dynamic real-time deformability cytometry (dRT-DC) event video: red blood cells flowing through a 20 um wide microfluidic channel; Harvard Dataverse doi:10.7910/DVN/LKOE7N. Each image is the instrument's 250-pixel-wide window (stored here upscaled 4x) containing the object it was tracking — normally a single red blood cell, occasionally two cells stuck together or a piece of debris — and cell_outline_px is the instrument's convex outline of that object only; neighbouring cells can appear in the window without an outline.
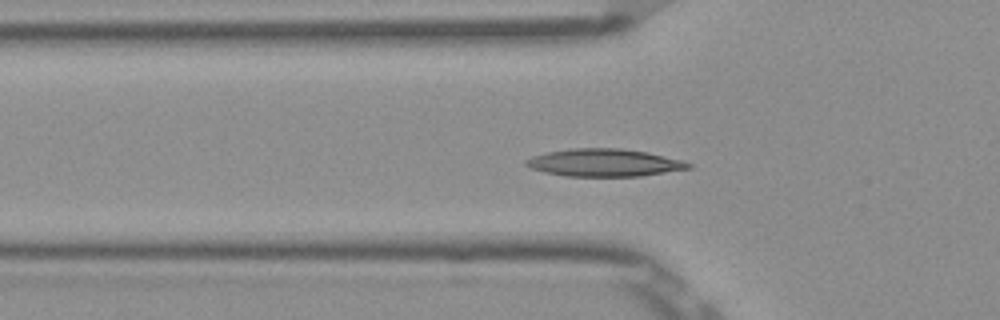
{"species": "Egyptian fruit bat (a non-hibernating species)", "species_latin": "Rousettus aegyptiacus", "temperature_condition": "room temperature", "stored_images_in_passage": 53, "camera_frame_rate_fps": 3000, "um_per_image_px": 0.085, "frame": {"image": 1, "passage_image": 17, "time_ms": 5.333, "image_size_px": [1000, 320], "cell_outline_px": [[692, 168], [640, 176], [568, 176], [544, 172], [532, 168], [524, 164], [524, 160], [532, 156], [548, 152], [572, 148], [620, 148], [648, 152], [680, 160], [692, 164]], "centroid_in_image_um": [51.35, 13.82], "position_along_channel_um": 74.5, "area_um2": 25.95}}
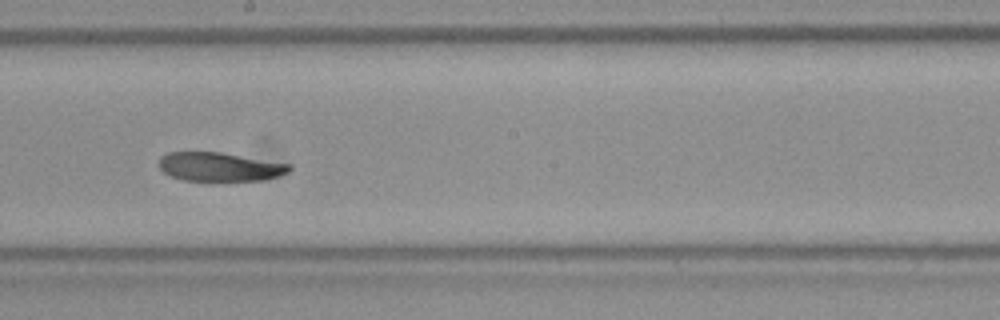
{"frame": {"image": 2, "passage_image": 29, "time_ms": 9.333, "image_size_px": [1000, 320], "cell_outline_px": [[292, 168], [288, 172], [264, 180], [184, 180], [172, 176], [164, 172], [160, 168], [160, 156], [168, 152], [220, 152], [292, 164]], "centroid_in_image_um": [18.69, 14.16], "position_along_channel_um": 229.5, "area_um2": 21.68}}
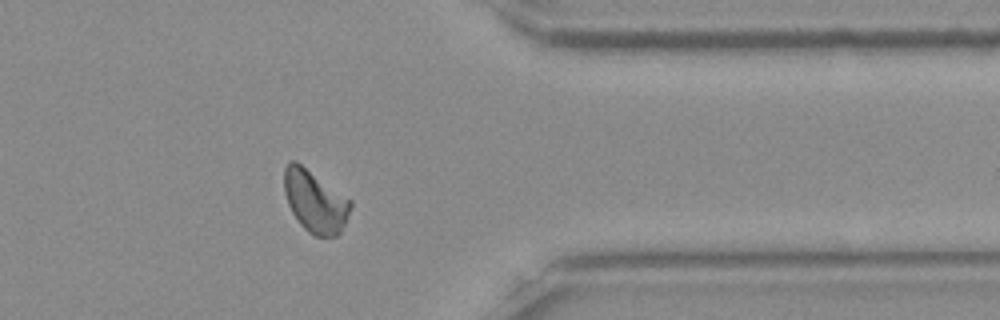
{"frame": {"image": 3, "passage_image": 42, "time_ms": 13.667, "image_size_px": [1000, 320], "cell_outline_px": [[352, 204], [344, 224], [340, 232], [336, 236], [316, 236], [308, 232], [300, 224], [292, 212], [288, 204], [284, 192], [284, 168], [288, 160], [296, 160], [352, 200]], "centroid_in_image_um": [26.76, 17.08], "position_along_channel_um": 384.6, "area_um2": 24.04}, "authors_computed_cell_mechanics": {"area_um2": 23.409, "velocity_mm_per_s": 3.8708, "shape_relaxation_time_tau1_ms": 10.1911, "shape_relaxation_time_tau2_ms": null, "deformation_change_tau1": 0.1984, "deformation_change_tau2": null}}